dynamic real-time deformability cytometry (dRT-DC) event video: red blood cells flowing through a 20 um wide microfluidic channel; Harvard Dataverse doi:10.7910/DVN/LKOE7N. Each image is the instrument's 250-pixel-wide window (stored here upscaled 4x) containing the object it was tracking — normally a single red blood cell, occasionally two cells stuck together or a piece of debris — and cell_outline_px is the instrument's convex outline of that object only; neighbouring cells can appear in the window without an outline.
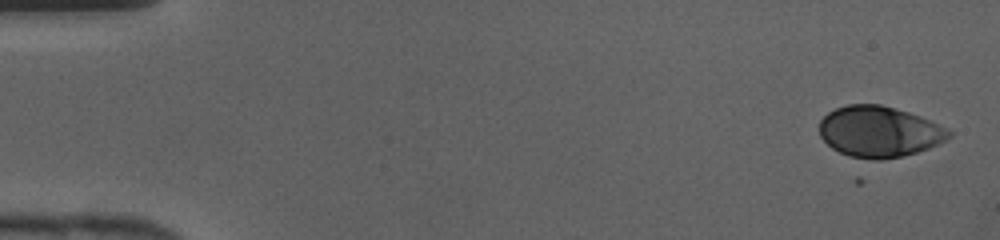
{"species": "human", "species_latin": "Homo sapiens", "temperature_condition": "cold", "stored_images_in_passage": 42, "camera_frame_rate_fps": 3000, "um_per_image_px": 0.085, "donor": {"sex": "female"}, "frame": {"image": 1, "passage_image": 1, "time_ms": 0.0, "image_size_px": [1000, 240], "cell_outline_px": [[952, 136], [928, 148], [916, 152], [900, 156], [880, 160], [856, 160], [832, 148], [820, 136], [820, 120], [828, 112], [836, 108], [848, 104], [880, 104], [896, 108], [920, 116], [948, 128], [952, 132]], "centroid_in_image_um": [74.71, 11.2], "position_along_channel_um": 10.3, "area_um2": 38.61}}
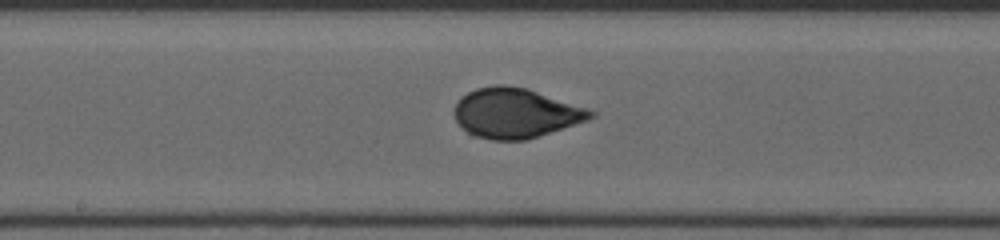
{"frame": {"image": 2, "passage_image": 22, "time_ms": 7.0, "image_size_px": [1000, 240], "cell_outline_px": [[596, 116], [588, 120], [528, 140], [492, 140], [468, 136], [456, 120], [452, 112], [460, 96], [476, 88], [496, 84], [508, 84], [524, 88], [588, 108], [596, 112]], "centroid_in_image_um": [43.78, 9.63], "position_along_channel_um": 204.4, "area_um2": 40.0}}
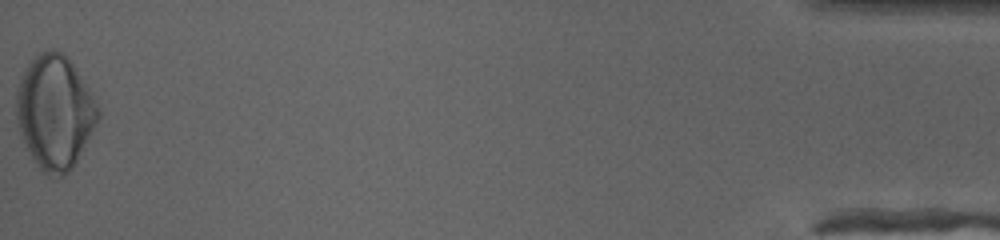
{"frame": {"image": 3, "passage_image": 42, "time_ms": 13.667, "image_size_px": [1000, 240], "cell_outline_px": [[100, 116], [72, 168], [68, 172], [56, 180], [48, 176], [40, 168], [32, 156], [20, 132], [16, 120], [16, 92], [20, 76], [24, 68], [40, 52], [48, 48], [60, 52], [76, 68], [92, 92], [100, 112]], "centroid_in_image_um": [4.65, 9.52], "position_along_channel_um": 430.6, "area_um2": 53.87}}